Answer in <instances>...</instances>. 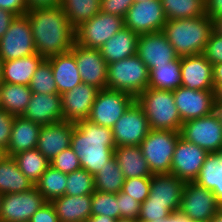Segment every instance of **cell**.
I'll return each mask as SVG.
<instances>
[{
    "label": "cell",
    "mask_w": 222,
    "mask_h": 222,
    "mask_svg": "<svg viewBox=\"0 0 222 222\" xmlns=\"http://www.w3.org/2000/svg\"><path fill=\"white\" fill-rule=\"evenodd\" d=\"M26 15L30 21L36 53L47 59L71 51L75 43V29L61 6L29 9Z\"/></svg>",
    "instance_id": "obj_1"
},
{
    "label": "cell",
    "mask_w": 222,
    "mask_h": 222,
    "mask_svg": "<svg viewBox=\"0 0 222 222\" xmlns=\"http://www.w3.org/2000/svg\"><path fill=\"white\" fill-rule=\"evenodd\" d=\"M70 144L79 158L81 168L92 175L114 157L116 148L112 128L87 119L74 123Z\"/></svg>",
    "instance_id": "obj_2"
},
{
    "label": "cell",
    "mask_w": 222,
    "mask_h": 222,
    "mask_svg": "<svg viewBox=\"0 0 222 222\" xmlns=\"http://www.w3.org/2000/svg\"><path fill=\"white\" fill-rule=\"evenodd\" d=\"M179 57L203 54L213 32L207 16L167 20L162 30Z\"/></svg>",
    "instance_id": "obj_3"
},
{
    "label": "cell",
    "mask_w": 222,
    "mask_h": 222,
    "mask_svg": "<svg viewBox=\"0 0 222 222\" xmlns=\"http://www.w3.org/2000/svg\"><path fill=\"white\" fill-rule=\"evenodd\" d=\"M135 101L145 113L151 129L180 131L183 123L176 108L173 91L148 87Z\"/></svg>",
    "instance_id": "obj_4"
},
{
    "label": "cell",
    "mask_w": 222,
    "mask_h": 222,
    "mask_svg": "<svg viewBox=\"0 0 222 222\" xmlns=\"http://www.w3.org/2000/svg\"><path fill=\"white\" fill-rule=\"evenodd\" d=\"M150 70L137 54L108 64L107 89L137 97L149 87Z\"/></svg>",
    "instance_id": "obj_5"
},
{
    "label": "cell",
    "mask_w": 222,
    "mask_h": 222,
    "mask_svg": "<svg viewBox=\"0 0 222 222\" xmlns=\"http://www.w3.org/2000/svg\"><path fill=\"white\" fill-rule=\"evenodd\" d=\"M180 131L154 130L139 145L152 174L170 173Z\"/></svg>",
    "instance_id": "obj_6"
},
{
    "label": "cell",
    "mask_w": 222,
    "mask_h": 222,
    "mask_svg": "<svg viewBox=\"0 0 222 222\" xmlns=\"http://www.w3.org/2000/svg\"><path fill=\"white\" fill-rule=\"evenodd\" d=\"M124 27V18L100 11L75 29V43L85 48L100 49Z\"/></svg>",
    "instance_id": "obj_7"
},
{
    "label": "cell",
    "mask_w": 222,
    "mask_h": 222,
    "mask_svg": "<svg viewBox=\"0 0 222 222\" xmlns=\"http://www.w3.org/2000/svg\"><path fill=\"white\" fill-rule=\"evenodd\" d=\"M134 102L135 97L126 92L110 89L99 90L87 120L112 128Z\"/></svg>",
    "instance_id": "obj_8"
},
{
    "label": "cell",
    "mask_w": 222,
    "mask_h": 222,
    "mask_svg": "<svg viewBox=\"0 0 222 222\" xmlns=\"http://www.w3.org/2000/svg\"><path fill=\"white\" fill-rule=\"evenodd\" d=\"M36 54L30 21L26 14L16 16L0 39V58L3 61Z\"/></svg>",
    "instance_id": "obj_9"
},
{
    "label": "cell",
    "mask_w": 222,
    "mask_h": 222,
    "mask_svg": "<svg viewBox=\"0 0 222 222\" xmlns=\"http://www.w3.org/2000/svg\"><path fill=\"white\" fill-rule=\"evenodd\" d=\"M180 136L208 153H218L222 147V123L212 112L184 122L180 129Z\"/></svg>",
    "instance_id": "obj_10"
},
{
    "label": "cell",
    "mask_w": 222,
    "mask_h": 222,
    "mask_svg": "<svg viewBox=\"0 0 222 222\" xmlns=\"http://www.w3.org/2000/svg\"><path fill=\"white\" fill-rule=\"evenodd\" d=\"M220 209L214 193L197 184L185 182L179 210L193 221L210 222Z\"/></svg>",
    "instance_id": "obj_11"
},
{
    "label": "cell",
    "mask_w": 222,
    "mask_h": 222,
    "mask_svg": "<svg viewBox=\"0 0 222 222\" xmlns=\"http://www.w3.org/2000/svg\"><path fill=\"white\" fill-rule=\"evenodd\" d=\"M150 130L149 121L136 101L112 127L116 147L139 146Z\"/></svg>",
    "instance_id": "obj_12"
},
{
    "label": "cell",
    "mask_w": 222,
    "mask_h": 222,
    "mask_svg": "<svg viewBox=\"0 0 222 222\" xmlns=\"http://www.w3.org/2000/svg\"><path fill=\"white\" fill-rule=\"evenodd\" d=\"M46 203L43 195L34 186L22 193L2 195L0 222H29L31 216Z\"/></svg>",
    "instance_id": "obj_13"
},
{
    "label": "cell",
    "mask_w": 222,
    "mask_h": 222,
    "mask_svg": "<svg viewBox=\"0 0 222 222\" xmlns=\"http://www.w3.org/2000/svg\"><path fill=\"white\" fill-rule=\"evenodd\" d=\"M125 27L138 35L162 31L167 22L161 0L134 2L125 18Z\"/></svg>",
    "instance_id": "obj_14"
},
{
    "label": "cell",
    "mask_w": 222,
    "mask_h": 222,
    "mask_svg": "<svg viewBox=\"0 0 222 222\" xmlns=\"http://www.w3.org/2000/svg\"><path fill=\"white\" fill-rule=\"evenodd\" d=\"M209 153L181 136L175 146L170 173L188 182L194 181Z\"/></svg>",
    "instance_id": "obj_15"
},
{
    "label": "cell",
    "mask_w": 222,
    "mask_h": 222,
    "mask_svg": "<svg viewBox=\"0 0 222 222\" xmlns=\"http://www.w3.org/2000/svg\"><path fill=\"white\" fill-rule=\"evenodd\" d=\"M71 52L75 55L82 83L99 90L107 89L108 64L99 49L85 48L74 43Z\"/></svg>",
    "instance_id": "obj_16"
},
{
    "label": "cell",
    "mask_w": 222,
    "mask_h": 222,
    "mask_svg": "<svg viewBox=\"0 0 222 222\" xmlns=\"http://www.w3.org/2000/svg\"><path fill=\"white\" fill-rule=\"evenodd\" d=\"M173 97L182 123L209 115L214 110L213 90H191L180 86L173 90Z\"/></svg>",
    "instance_id": "obj_17"
},
{
    "label": "cell",
    "mask_w": 222,
    "mask_h": 222,
    "mask_svg": "<svg viewBox=\"0 0 222 222\" xmlns=\"http://www.w3.org/2000/svg\"><path fill=\"white\" fill-rule=\"evenodd\" d=\"M137 55L149 70L167 65L178 57L163 31L139 35Z\"/></svg>",
    "instance_id": "obj_18"
},
{
    "label": "cell",
    "mask_w": 222,
    "mask_h": 222,
    "mask_svg": "<svg viewBox=\"0 0 222 222\" xmlns=\"http://www.w3.org/2000/svg\"><path fill=\"white\" fill-rule=\"evenodd\" d=\"M99 89L86 83L75 86L61 95L64 121L76 123L88 119Z\"/></svg>",
    "instance_id": "obj_19"
},
{
    "label": "cell",
    "mask_w": 222,
    "mask_h": 222,
    "mask_svg": "<svg viewBox=\"0 0 222 222\" xmlns=\"http://www.w3.org/2000/svg\"><path fill=\"white\" fill-rule=\"evenodd\" d=\"M181 86L191 90H213V65L203 54L181 57Z\"/></svg>",
    "instance_id": "obj_20"
},
{
    "label": "cell",
    "mask_w": 222,
    "mask_h": 222,
    "mask_svg": "<svg viewBox=\"0 0 222 222\" xmlns=\"http://www.w3.org/2000/svg\"><path fill=\"white\" fill-rule=\"evenodd\" d=\"M22 117L41 126L64 121L61 95L32 93Z\"/></svg>",
    "instance_id": "obj_21"
},
{
    "label": "cell",
    "mask_w": 222,
    "mask_h": 222,
    "mask_svg": "<svg viewBox=\"0 0 222 222\" xmlns=\"http://www.w3.org/2000/svg\"><path fill=\"white\" fill-rule=\"evenodd\" d=\"M185 181L171 173L153 174L150 177L151 202L169 204V212L179 210Z\"/></svg>",
    "instance_id": "obj_22"
},
{
    "label": "cell",
    "mask_w": 222,
    "mask_h": 222,
    "mask_svg": "<svg viewBox=\"0 0 222 222\" xmlns=\"http://www.w3.org/2000/svg\"><path fill=\"white\" fill-rule=\"evenodd\" d=\"M73 129L74 123L69 121L41 126L36 148L51 161L61 151L70 147Z\"/></svg>",
    "instance_id": "obj_23"
},
{
    "label": "cell",
    "mask_w": 222,
    "mask_h": 222,
    "mask_svg": "<svg viewBox=\"0 0 222 222\" xmlns=\"http://www.w3.org/2000/svg\"><path fill=\"white\" fill-rule=\"evenodd\" d=\"M47 59L51 64L55 84L60 95L82 83L75 55L71 51Z\"/></svg>",
    "instance_id": "obj_24"
},
{
    "label": "cell",
    "mask_w": 222,
    "mask_h": 222,
    "mask_svg": "<svg viewBox=\"0 0 222 222\" xmlns=\"http://www.w3.org/2000/svg\"><path fill=\"white\" fill-rule=\"evenodd\" d=\"M41 125L22 116H15L6 154L9 157L37 147Z\"/></svg>",
    "instance_id": "obj_25"
},
{
    "label": "cell",
    "mask_w": 222,
    "mask_h": 222,
    "mask_svg": "<svg viewBox=\"0 0 222 222\" xmlns=\"http://www.w3.org/2000/svg\"><path fill=\"white\" fill-rule=\"evenodd\" d=\"M92 194L68 196L63 195L52 200L60 222H87L91 213Z\"/></svg>",
    "instance_id": "obj_26"
},
{
    "label": "cell",
    "mask_w": 222,
    "mask_h": 222,
    "mask_svg": "<svg viewBox=\"0 0 222 222\" xmlns=\"http://www.w3.org/2000/svg\"><path fill=\"white\" fill-rule=\"evenodd\" d=\"M138 36L127 27L119 30L99 49L106 63L110 64L137 54Z\"/></svg>",
    "instance_id": "obj_27"
},
{
    "label": "cell",
    "mask_w": 222,
    "mask_h": 222,
    "mask_svg": "<svg viewBox=\"0 0 222 222\" xmlns=\"http://www.w3.org/2000/svg\"><path fill=\"white\" fill-rule=\"evenodd\" d=\"M45 58L38 53L3 62L2 82L29 86L33 74Z\"/></svg>",
    "instance_id": "obj_28"
},
{
    "label": "cell",
    "mask_w": 222,
    "mask_h": 222,
    "mask_svg": "<svg viewBox=\"0 0 222 222\" xmlns=\"http://www.w3.org/2000/svg\"><path fill=\"white\" fill-rule=\"evenodd\" d=\"M114 157L125 179L153 175L143 157L140 146H118L114 150Z\"/></svg>",
    "instance_id": "obj_29"
},
{
    "label": "cell",
    "mask_w": 222,
    "mask_h": 222,
    "mask_svg": "<svg viewBox=\"0 0 222 222\" xmlns=\"http://www.w3.org/2000/svg\"><path fill=\"white\" fill-rule=\"evenodd\" d=\"M34 187V183L29 180L19 169L13 157L6 156L0 162V193H22Z\"/></svg>",
    "instance_id": "obj_30"
},
{
    "label": "cell",
    "mask_w": 222,
    "mask_h": 222,
    "mask_svg": "<svg viewBox=\"0 0 222 222\" xmlns=\"http://www.w3.org/2000/svg\"><path fill=\"white\" fill-rule=\"evenodd\" d=\"M32 97L29 86L2 82L0 84L1 109L14 116H22Z\"/></svg>",
    "instance_id": "obj_31"
},
{
    "label": "cell",
    "mask_w": 222,
    "mask_h": 222,
    "mask_svg": "<svg viewBox=\"0 0 222 222\" xmlns=\"http://www.w3.org/2000/svg\"><path fill=\"white\" fill-rule=\"evenodd\" d=\"M194 181L211 190L217 202L222 204V156L218 153H209Z\"/></svg>",
    "instance_id": "obj_32"
},
{
    "label": "cell",
    "mask_w": 222,
    "mask_h": 222,
    "mask_svg": "<svg viewBox=\"0 0 222 222\" xmlns=\"http://www.w3.org/2000/svg\"><path fill=\"white\" fill-rule=\"evenodd\" d=\"M181 86V57L167 65L153 67L149 73V87L173 91Z\"/></svg>",
    "instance_id": "obj_33"
},
{
    "label": "cell",
    "mask_w": 222,
    "mask_h": 222,
    "mask_svg": "<svg viewBox=\"0 0 222 222\" xmlns=\"http://www.w3.org/2000/svg\"><path fill=\"white\" fill-rule=\"evenodd\" d=\"M20 171L34 184L50 166V161L37 149H29L13 156Z\"/></svg>",
    "instance_id": "obj_34"
},
{
    "label": "cell",
    "mask_w": 222,
    "mask_h": 222,
    "mask_svg": "<svg viewBox=\"0 0 222 222\" xmlns=\"http://www.w3.org/2000/svg\"><path fill=\"white\" fill-rule=\"evenodd\" d=\"M60 6L74 29L100 12V0H62Z\"/></svg>",
    "instance_id": "obj_35"
},
{
    "label": "cell",
    "mask_w": 222,
    "mask_h": 222,
    "mask_svg": "<svg viewBox=\"0 0 222 222\" xmlns=\"http://www.w3.org/2000/svg\"><path fill=\"white\" fill-rule=\"evenodd\" d=\"M124 181L125 176L115 157L94 175L95 190L100 192L117 194L122 190Z\"/></svg>",
    "instance_id": "obj_36"
},
{
    "label": "cell",
    "mask_w": 222,
    "mask_h": 222,
    "mask_svg": "<svg viewBox=\"0 0 222 222\" xmlns=\"http://www.w3.org/2000/svg\"><path fill=\"white\" fill-rule=\"evenodd\" d=\"M66 182L67 174L50 165L34 186L43 195L46 202H51L65 195Z\"/></svg>",
    "instance_id": "obj_37"
},
{
    "label": "cell",
    "mask_w": 222,
    "mask_h": 222,
    "mask_svg": "<svg viewBox=\"0 0 222 222\" xmlns=\"http://www.w3.org/2000/svg\"><path fill=\"white\" fill-rule=\"evenodd\" d=\"M167 20L195 18L205 14V0H161Z\"/></svg>",
    "instance_id": "obj_38"
},
{
    "label": "cell",
    "mask_w": 222,
    "mask_h": 222,
    "mask_svg": "<svg viewBox=\"0 0 222 222\" xmlns=\"http://www.w3.org/2000/svg\"><path fill=\"white\" fill-rule=\"evenodd\" d=\"M29 88L32 93L38 94H59L51 64L48 59H44L31 78Z\"/></svg>",
    "instance_id": "obj_39"
},
{
    "label": "cell",
    "mask_w": 222,
    "mask_h": 222,
    "mask_svg": "<svg viewBox=\"0 0 222 222\" xmlns=\"http://www.w3.org/2000/svg\"><path fill=\"white\" fill-rule=\"evenodd\" d=\"M95 191L94 175L85 169H79L67 174L66 192L68 196H82Z\"/></svg>",
    "instance_id": "obj_40"
},
{
    "label": "cell",
    "mask_w": 222,
    "mask_h": 222,
    "mask_svg": "<svg viewBox=\"0 0 222 222\" xmlns=\"http://www.w3.org/2000/svg\"><path fill=\"white\" fill-rule=\"evenodd\" d=\"M91 213L92 215H106L116 220L119 219L117 194L95 190L92 193Z\"/></svg>",
    "instance_id": "obj_41"
},
{
    "label": "cell",
    "mask_w": 222,
    "mask_h": 222,
    "mask_svg": "<svg viewBox=\"0 0 222 222\" xmlns=\"http://www.w3.org/2000/svg\"><path fill=\"white\" fill-rule=\"evenodd\" d=\"M122 191L142 204L150 193V177L125 179Z\"/></svg>",
    "instance_id": "obj_42"
},
{
    "label": "cell",
    "mask_w": 222,
    "mask_h": 222,
    "mask_svg": "<svg viewBox=\"0 0 222 222\" xmlns=\"http://www.w3.org/2000/svg\"><path fill=\"white\" fill-rule=\"evenodd\" d=\"M50 165L65 174L81 169L79 158L71 147L57 154Z\"/></svg>",
    "instance_id": "obj_43"
},
{
    "label": "cell",
    "mask_w": 222,
    "mask_h": 222,
    "mask_svg": "<svg viewBox=\"0 0 222 222\" xmlns=\"http://www.w3.org/2000/svg\"><path fill=\"white\" fill-rule=\"evenodd\" d=\"M169 212V204L151 202V199H146L140 208L139 222H152L157 218H167Z\"/></svg>",
    "instance_id": "obj_44"
},
{
    "label": "cell",
    "mask_w": 222,
    "mask_h": 222,
    "mask_svg": "<svg viewBox=\"0 0 222 222\" xmlns=\"http://www.w3.org/2000/svg\"><path fill=\"white\" fill-rule=\"evenodd\" d=\"M117 203L119 206V219L129 218L138 220L141 208L140 202L121 190L117 193Z\"/></svg>",
    "instance_id": "obj_45"
},
{
    "label": "cell",
    "mask_w": 222,
    "mask_h": 222,
    "mask_svg": "<svg viewBox=\"0 0 222 222\" xmlns=\"http://www.w3.org/2000/svg\"><path fill=\"white\" fill-rule=\"evenodd\" d=\"M205 58L213 65L222 62V36L211 33L203 52Z\"/></svg>",
    "instance_id": "obj_46"
},
{
    "label": "cell",
    "mask_w": 222,
    "mask_h": 222,
    "mask_svg": "<svg viewBox=\"0 0 222 222\" xmlns=\"http://www.w3.org/2000/svg\"><path fill=\"white\" fill-rule=\"evenodd\" d=\"M134 0H100V11L125 18Z\"/></svg>",
    "instance_id": "obj_47"
},
{
    "label": "cell",
    "mask_w": 222,
    "mask_h": 222,
    "mask_svg": "<svg viewBox=\"0 0 222 222\" xmlns=\"http://www.w3.org/2000/svg\"><path fill=\"white\" fill-rule=\"evenodd\" d=\"M14 117V115L0 109V147L4 150H7L10 142Z\"/></svg>",
    "instance_id": "obj_48"
},
{
    "label": "cell",
    "mask_w": 222,
    "mask_h": 222,
    "mask_svg": "<svg viewBox=\"0 0 222 222\" xmlns=\"http://www.w3.org/2000/svg\"><path fill=\"white\" fill-rule=\"evenodd\" d=\"M29 222H60L51 202L44 203L30 218Z\"/></svg>",
    "instance_id": "obj_49"
},
{
    "label": "cell",
    "mask_w": 222,
    "mask_h": 222,
    "mask_svg": "<svg viewBox=\"0 0 222 222\" xmlns=\"http://www.w3.org/2000/svg\"><path fill=\"white\" fill-rule=\"evenodd\" d=\"M0 9L11 11L16 16L24 15L28 11L26 0H0Z\"/></svg>",
    "instance_id": "obj_50"
},
{
    "label": "cell",
    "mask_w": 222,
    "mask_h": 222,
    "mask_svg": "<svg viewBox=\"0 0 222 222\" xmlns=\"http://www.w3.org/2000/svg\"><path fill=\"white\" fill-rule=\"evenodd\" d=\"M205 14L211 20L222 17V0H205Z\"/></svg>",
    "instance_id": "obj_51"
},
{
    "label": "cell",
    "mask_w": 222,
    "mask_h": 222,
    "mask_svg": "<svg viewBox=\"0 0 222 222\" xmlns=\"http://www.w3.org/2000/svg\"><path fill=\"white\" fill-rule=\"evenodd\" d=\"M16 17L11 11L0 9V39L7 32L11 21Z\"/></svg>",
    "instance_id": "obj_52"
},
{
    "label": "cell",
    "mask_w": 222,
    "mask_h": 222,
    "mask_svg": "<svg viewBox=\"0 0 222 222\" xmlns=\"http://www.w3.org/2000/svg\"><path fill=\"white\" fill-rule=\"evenodd\" d=\"M61 1L62 0H26L28 10L37 7L60 6Z\"/></svg>",
    "instance_id": "obj_53"
},
{
    "label": "cell",
    "mask_w": 222,
    "mask_h": 222,
    "mask_svg": "<svg viewBox=\"0 0 222 222\" xmlns=\"http://www.w3.org/2000/svg\"><path fill=\"white\" fill-rule=\"evenodd\" d=\"M192 220L180 211L171 213L167 218H157L152 222H191Z\"/></svg>",
    "instance_id": "obj_54"
},
{
    "label": "cell",
    "mask_w": 222,
    "mask_h": 222,
    "mask_svg": "<svg viewBox=\"0 0 222 222\" xmlns=\"http://www.w3.org/2000/svg\"><path fill=\"white\" fill-rule=\"evenodd\" d=\"M213 82L222 83V62L213 64Z\"/></svg>",
    "instance_id": "obj_55"
},
{
    "label": "cell",
    "mask_w": 222,
    "mask_h": 222,
    "mask_svg": "<svg viewBox=\"0 0 222 222\" xmlns=\"http://www.w3.org/2000/svg\"><path fill=\"white\" fill-rule=\"evenodd\" d=\"M87 222H116V219L106 215H91Z\"/></svg>",
    "instance_id": "obj_56"
},
{
    "label": "cell",
    "mask_w": 222,
    "mask_h": 222,
    "mask_svg": "<svg viewBox=\"0 0 222 222\" xmlns=\"http://www.w3.org/2000/svg\"><path fill=\"white\" fill-rule=\"evenodd\" d=\"M213 93L215 103H222V83H214Z\"/></svg>",
    "instance_id": "obj_57"
},
{
    "label": "cell",
    "mask_w": 222,
    "mask_h": 222,
    "mask_svg": "<svg viewBox=\"0 0 222 222\" xmlns=\"http://www.w3.org/2000/svg\"><path fill=\"white\" fill-rule=\"evenodd\" d=\"M213 32L222 36V17H218L212 20Z\"/></svg>",
    "instance_id": "obj_58"
},
{
    "label": "cell",
    "mask_w": 222,
    "mask_h": 222,
    "mask_svg": "<svg viewBox=\"0 0 222 222\" xmlns=\"http://www.w3.org/2000/svg\"><path fill=\"white\" fill-rule=\"evenodd\" d=\"M213 113L217 119L222 123V103H215Z\"/></svg>",
    "instance_id": "obj_59"
},
{
    "label": "cell",
    "mask_w": 222,
    "mask_h": 222,
    "mask_svg": "<svg viewBox=\"0 0 222 222\" xmlns=\"http://www.w3.org/2000/svg\"><path fill=\"white\" fill-rule=\"evenodd\" d=\"M210 222H222V210L219 209Z\"/></svg>",
    "instance_id": "obj_60"
},
{
    "label": "cell",
    "mask_w": 222,
    "mask_h": 222,
    "mask_svg": "<svg viewBox=\"0 0 222 222\" xmlns=\"http://www.w3.org/2000/svg\"><path fill=\"white\" fill-rule=\"evenodd\" d=\"M116 222H139L138 220H135V219H125V218H120V219H117Z\"/></svg>",
    "instance_id": "obj_61"
},
{
    "label": "cell",
    "mask_w": 222,
    "mask_h": 222,
    "mask_svg": "<svg viewBox=\"0 0 222 222\" xmlns=\"http://www.w3.org/2000/svg\"><path fill=\"white\" fill-rule=\"evenodd\" d=\"M7 156L6 150L0 147V162Z\"/></svg>",
    "instance_id": "obj_62"
},
{
    "label": "cell",
    "mask_w": 222,
    "mask_h": 222,
    "mask_svg": "<svg viewBox=\"0 0 222 222\" xmlns=\"http://www.w3.org/2000/svg\"><path fill=\"white\" fill-rule=\"evenodd\" d=\"M3 60L0 58V84L2 83Z\"/></svg>",
    "instance_id": "obj_63"
},
{
    "label": "cell",
    "mask_w": 222,
    "mask_h": 222,
    "mask_svg": "<svg viewBox=\"0 0 222 222\" xmlns=\"http://www.w3.org/2000/svg\"><path fill=\"white\" fill-rule=\"evenodd\" d=\"M150 0H134V2H148Z\"/></svg>",
    "instance_id": "obj_64"
},
{
    "label": "cell",
    "mask_w": 222,
    "mask_h": 222,
    "mask_svg": "<svg viewBox=\"0 0 222 222\" xmlns=\"http://www.w3.org/2000/svg\"><path fill=\"white\" fill-rule=\"evenodd\" d=\"M218 154L222 156V147L220 148Z\"/></svg>",
    "instance_id": "obj_65"
},
{
    "label": "cell",
    "mask_w": 222,
    "mask_h": 222,
    "mask_svg": "<svg viewBox=\"0 0 222 222\" xmlns=\"http://www.w3.org/2000/svg\"><path fill=\"white\" fill-rule=\"evenodd\" d=\"M1 199H2V194L0 193V207H1Z\"/></svg>",
    "instance_id": "obj_66"
}]
</instances>
